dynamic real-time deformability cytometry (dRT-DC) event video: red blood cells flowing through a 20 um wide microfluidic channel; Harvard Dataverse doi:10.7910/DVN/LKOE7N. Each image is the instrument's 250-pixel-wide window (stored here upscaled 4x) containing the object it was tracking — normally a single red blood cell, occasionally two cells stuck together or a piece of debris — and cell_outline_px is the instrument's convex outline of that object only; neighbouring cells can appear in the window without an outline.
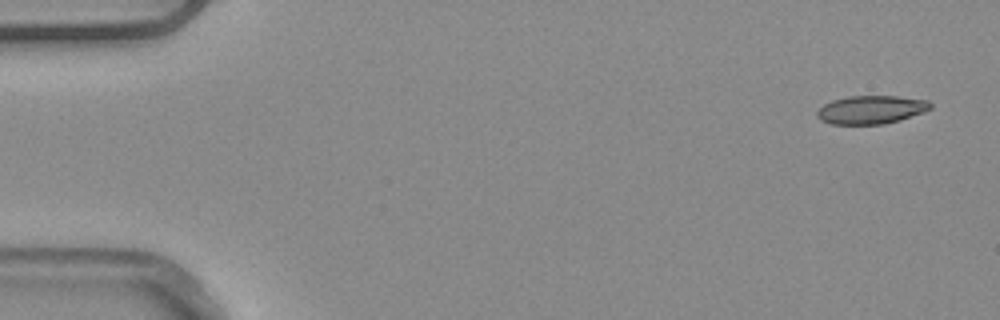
{"species": "common noctule bat (a hibernating species)", "species_latin": "Nyctalus noctula", "temperature_condition": "warm", "stored_images_in_passage": 4, "camera_frame_rate_fps": 3000, "um_per_image_px": 0.085, "animal": {"sex": "male", "body_mass_g": 20.4}, "frame": {"image": 1, "passage_image": 1, "time_ms": 0.0, "image_size_px": [1000, 320], "cell_outline_px": [[932, 108], [924, 112], [900, 120], [884, 124], [832, 124], [820, 120], [816, 116], [816, 112], [824, 104], [832, 100], [848, 96], [896, 96], [928, 100], [932, 104]], "centroid_in_image_um": [74.05, 9.32], "position_along_channel_um": 11.0, "area_um2": 18.79}}
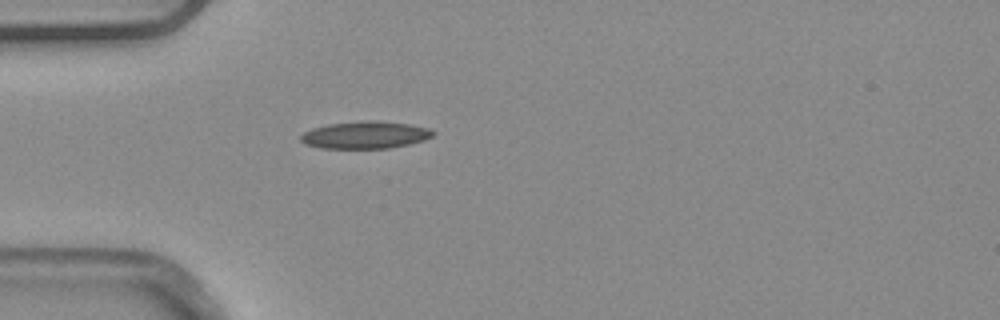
{"frame": {"image": 2, "passage_image": 4, "time_ms": 1.0, "image_size_px": [1000, 320], "cell_outline_px": [[436, 132], [432, 136], [424, 140], [408, 144], [388, 148], [320, 148], [308, 144], [300, 140], [300, 136], [304, 132], [312, 128], [328, 124], [372, 120], [376, 120], [408, 124], [428, 128]], "centroid_in_image_um": [31.05, 11.47], "position_along_channel_um": 54.0, "area_um2": 20.81}}